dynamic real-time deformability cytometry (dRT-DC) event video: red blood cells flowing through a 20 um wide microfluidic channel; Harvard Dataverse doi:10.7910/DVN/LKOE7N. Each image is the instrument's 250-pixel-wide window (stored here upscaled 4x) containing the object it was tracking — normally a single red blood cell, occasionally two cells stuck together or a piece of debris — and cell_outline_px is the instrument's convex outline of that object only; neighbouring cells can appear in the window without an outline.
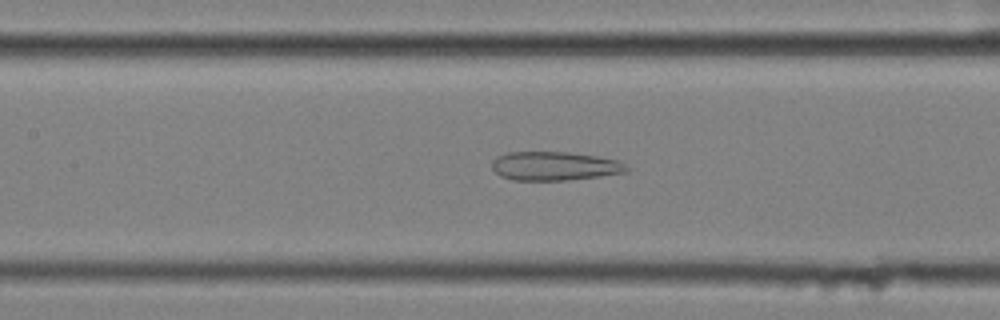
{"species": "common noctule bat (a hibernating species)", "species_latin": "Nyctalus noctula", "temperature_condition": "cold", "stored_images_in_passage": 30, "camera_frame_rate_fps": 3000, "um_per_image_px": 0.085, "animal": {"sex": "female", "body_mass_g": 25.1}, "frame": {"image": 1, "passage_image": 10, "time_ms": 3.0, "image_size_px": [1000, 320], "cell_outline_px": [[632, 168], [628, 172], [600, 176], [568, 180], [512, 180], [500, 176], [492, 168], [492, 160], [496, 156], [508, 152], [568, 152], [596, 156], [616, 160]], "centroid_in_image_um": [47.13, 14.11], "position_along_channel_um": 160.3, "area_um2": 22.72}}
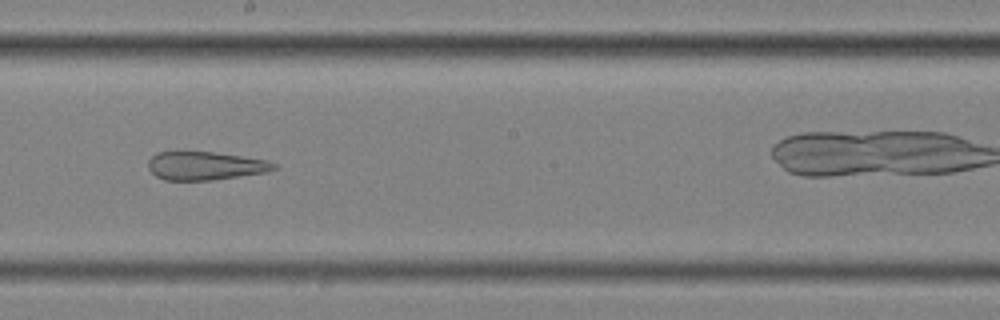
{"frame": {"image": 2, "passage_image": 16, "time_ms": 5.0, "image_size_px": [1000, 320], "cell_outline_px": [[276, 168], [264, 172], [212, 180], [164, 180], [156, 176], [148, 168], [148, 160], [156, 152], [212, 152], [268, 160], [276, 164]], "centroid_in_image_um": [17.4, 14.09], "position_along_channel_um": 230.8, "area_um2": 20.52}}
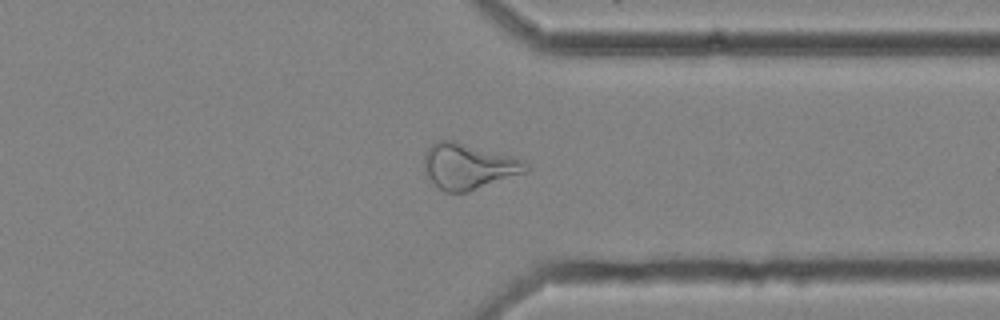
{"frame": {"image": 3, "passage_image": 28, "time_ms": 9.0, "image_size_px": [1000, 320], "cell_outline_px": [[528, 172], [468, 192], [444, 192], [424, 172], [424, 156], [428, 148], [436, 140], [452, 140], [528, 160]], "centroid_in_image_um": [39.86, 14.13], "position_along_channel_um": 371.5, "area_um2": 27.22}}